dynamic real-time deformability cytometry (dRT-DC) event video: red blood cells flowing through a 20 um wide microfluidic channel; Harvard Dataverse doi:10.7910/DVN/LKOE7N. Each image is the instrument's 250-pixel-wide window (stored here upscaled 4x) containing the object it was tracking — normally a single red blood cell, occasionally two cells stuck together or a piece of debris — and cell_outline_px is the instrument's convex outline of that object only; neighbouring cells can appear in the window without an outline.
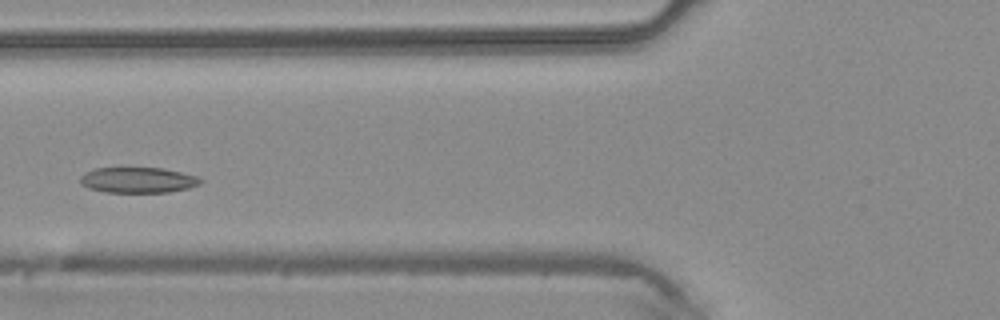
{"species": "common noctule bat (a hibernating species)", "species_latin": "Nyctalus noctula", "temperature_condition": "warm", "stored_images_in_passage": 4, "camera_frame_rate_fps": 3000, "um_per_image_px": 0.085, "animal": {"sex": "male", "body_mass_g": 20.4}, "frame": {"image": 1, "passage_image": 4, "time_ms": 1.0, "image_size_px": [1000, 320], "cell_outline_px": [[204, 180], [200, 184], [188, 188], [168, 192], [104, 192], [88, 188], [80, 184], [80, 176], [96, 168], [164, 168], [196, 176]], "centroid_in_image_um": [11.73, 15.31], "position_along_channel_um": 114.1, "area_um2": 17.86}}